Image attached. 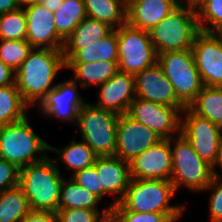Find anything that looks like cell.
<instances>
[{"instance_id":"1","label":"cell","mask_w":222,"mask_h":222,"mask_svg":"<svg viewBox=\"0 0 222 222\" xmlns=\"http://www.w3.org/2000/svg\"><path fill=\"white\" fill-rule=\"evenodd\" d=\"M66 68L62 50L32 49L15 72V84L23 100L37 106L56 87L55 78Z\"/></svg>"},{"instance_id":"2","label":"cell","mask_w":222,"mask_h":222,"mask_svg":"<svg viewBox=\"0 0 222 222\" xmlns=\"http://www.w3.org/2000/svg\"><path fill=\"white\" fill-rule=\"evenodd\" d=\"M62 181L61 170L50 156L20 168L19 186L27 198L30 210L56 213Z\"/></svg>"},{"instance_id":"3","label":"cell","mask_w":222,"mask_h":222,"mask_svg":"<svg viewBox=\"0 0 222 222\" xmlns=\"http://www.w3.org/2000/svg\"><path fill=\"white\" fill-rule=\"evenodd\" d=\"M175 194L171 181L131 179L122 200L110 212L182 214L185 205H170Z\"/></svg>"},{"instance_id":"4","label":"cell","mask_w":222,"mask_h":222,"mask_svg":"<svg viewBox=\"0 0 222 222\" xmlns=\"http://www.w3.org/2000/svg\"><path fill=\"white\" fill-rule=\"evenodd\" d=\"M200 32L194 5L179 4L150 31L156 54L191 49Z\"/></svg>"},{"instance_id":"5","label":"cell","mask_w":222,"mask_h":222,"mask_svg":"<svg viewBox=\"0 0 222 222\" xmlns=\"http://www.w3.org/2000/svg\"><path fill=\"white\" fill-rule=\"evenodd\" d=\"M29 117L0 127V158L19 169L45 159L49 145L31 128Z\"/></svg>"},{"instance_id":"6","label":"cell","mask_w":222,"mask_h":222,"mask_svg":"<svg viewBox=\"0 0 222 222\" xmlns=\"http://www.w3.org/2000/svg\"><path fill=\"white\" fill-rule=\"evenodd\" d=\"M118 117L88 102L78 111L75 124L82 140L98 157L115 156Z\"/></svg>"},{"instance_id":"7","label":"cell","mask_w":222,"mask_h":222,"mask_svg":"<svg viewBox=\"0 0 222 222\" xmlns=\"http://www.w3.org/2000/svg\"><path fill=\"white\" fill-rule=\"evenodd\" d=\"M170 145L172 152L170 181L175 191L184 186L193 192H203L213 178L212 167L199 157L181 133L170 138Z\"/></svg>"},{"instance_id":"8","label":"cell","mask_w":222,"mask_h":222,"mask_svg":"<svg viewBox=\"0 0 222 222\" xmlns=\"http://www.w3.org/2000/svg\"><path fill=\"white\" fill-rule=\"evenodd\" d=\"M157 64L173 85L177 99L188 107L203 88L191 49L157 55Z\"/></svg>"},{"instance_id":"9","label":"cell","mask_w":222,"mask_h":222,"mask_svg":"<svg viewBox=\"0 0 222 222\" xmlns=\"http://www.w3.org/2000/svg\"><path fill=\"white\" fill-rule=\"evenodd\" d=\"M116 32L119 71L134 76L157 63V54L148 31L125 23Z\"/></svg>"},{"instance_id":"10","label":"cell","mask_w":222,"mask_h":222,"mask_svg":"<svg viewBox=\"0 0 222 222\" xmlns=\"http://www.w3.org/2000/svg\"><path fill=\"white\" fill-rule=\"evenodd\" d=\"M186 107H171L135 97L127 114L144 124L162 139L181 133V113Z\"/></svg>"},{"instance_id":"11","label":"cell","mask_w":222,"mask_h":222,"mask_svg":"<svg viewBox=\"0 0 222 222\" xmlns=\"http://www.w3.org/2000/svg\"><path fill=\"white\" fill-rule=\"evenodd\" d=\"M181 134L199 157L213 167L222 139L217 125L186 107L181 113Z\"/></svg>"},{"instance_id":"12","label":"cell","mask_w":222,"mask_h":222,"mask_svg":"<svg viewBox=\"0 0 222 222\" xmlns=\"http://www.w3.org/2000/svg\"><path fill=\"white\" fill-rule=\"evenodd\" d=\"M191 50L203 85L222 87V36L200 31Z\"/></svg>"},{"instance_id":"13","label":"cell","mask_w":222,"mask_h":222,"mask_svg":"<svg viewBox=\"0 0 222 222\" xmlns=\"http://www.w3.org/2000/svg\"><path fill=\"white\" fill-rule=\"evenodd\" d=\"M162 138L127 113L119 115L115 156L130 162L147 148L156 145Z\"/></svg>"},{"instance_id":"14","label":"cell","mask_w":222,"mask_h":222,"mask_svg":"<svg viewBox=\"0 0 222 222\" xmlns=\"http://www.w3.org/2000/svg\"><path fill=\"white\" fill-rule=\"evenodd\" d=\"M131 179H159L170 181L172 152L170 139H162L129 162Z\"/></svg>"},{"instance_id":"15","label":"cell","mask_w":222,"mask_h":222,"mask_svg":"<svg viewBox=\"0 0 222 222\" xmlns=\"http://www.w3.org/2000/svg\"><path fill=\"white\" fill-rule=\"evenodd\" d=\"M78 92L77 82L73 80L56 83V87L38 105L39 111L43 116L55 117L75 125L78 111L86 103Z\"/></svg>"},{"instance_id":"16","label":"cell","mask_w":222,"mask_h":222,"mask_svg":"<svg viewBox=\"0 0 222 222\" xmlns=\"http://www.w3.org/2000/svg\"><path fill=\"white\" fill-rule=\"evenodd\" d=\"M27 19L26 41L33 49L62 50L64 40L57 34L54 13L41 4L24 8Z\"/></svg>"},{"instance_id":"17","label":"cell","mask_w":222,"mask_h":222,"mask_svg":"<svg viewBox=\"0 0 222 222\" xmlns=\"http://www.w3.org/2000/svg\"><path fill=\"white\" fill-rule=\"evenodd\" d=\"M135 96L171 107H185L176 97L173 85L156 63L134 75Z\"/></svg>"},{"instance_id":"18","label":"cell","mask_w":222,"mask_h":222,"mask_svg":"<svg viewBox=\"0 0 222 222\" xmlns=\"http://www.w3.org/2000/svg\"><path fill=\"white\" fill-rule=\"evenodd\" d=\"M98 88L99 101L93 105L117 115L126 114L136 97L134 76L121 71Z\"/></svg>"},{"instance_id":"19","label":"cell","mask_w":222,"mask_h":222,"mask_svg":"<svg viewBox=\"0 0 222 222\" xmlns=\"http://www.w3.org/2000/svg\"><path fill=\"white\" fill-rule=\"evenodd\" d=\"M93 166L100 176V187H103L105 196L117 195L113 203L108 204L111 209L122 200L130 183L129 162L116 156H104L97 157Z\"/></svg>"},{"instance_id":"20","label":"cell","mask_w":222,"mask_h":222,"mask_svg":"<svg viewBox=\"0 0 222 222\" xmlns=\"http://www.w3.org/2000/svg\"><path fill=\"white\" fill-rule=\"evenodd\" d=\"M178 5L176 0H128L127 23L149 32Z\"/></svg>"},{"instance_id":"21","label":"cell","mask_w":222,"mask_h":222,"mask_svg":"<svg viewBox=\"0 0 222 222\" xmlns=\"http://www.w3.org/2000/svg\"><path fill=\"white\" fill-rule=\"evenodd\" d=\"M113 28L90 17L84 18L64 41L62 53L67 62L78 50L107 36Z\"/></svg>"},{"instance_id":"22","label":"cell","mask_w":222,"mask_h":222,"mask_svg":"<svg viewBox=\"0 0 222 222\" xmlns=\"http://www.w3.org/2000/svg\"><path fill=\"white\" fill-rule=\"evenodd\" d=\"M66 69L73 72V81L83 88L99 87L119 71L118 62L96 61L90 63H66Z\"/></svg>"},{"instance_id":"23","label":"cell","mask_w":222,"mask_h":222,"mask_svg":"<svg viewBox=\"0 0 222 222\" xmlns=\"http://www.w3.org/2000/svg\"><path fill=\"white\" fill-rule=\"evenodd\" d=\"M86 16L106 23L113 29L127 23L126 0H84Z\"/></svg>"},{"instance_id":"24","label":"cell","mask_w":222,"mask_h":222,"mask_svg":"<svg viewBox=\"0 0 222 222\" xmlns=\"http://www.w3.org/2000/svg\"><path fill=\"white\" fill-rule=\"evenodd\" d=\"M54 152L58 155V160L54 159L55 164L58 166L59 162L65 163L67 171L73 170L72 174L82 169H88L94 165L98 157L94 151L82 140L77 142L75 139L62 149L55 148L49 145V152Z\"/></svg>"},{"instance_id":"25","label":"cell","mask_w":222,"mask_h":222,"mask_svg":"<svg viewBox=\"0 0 222 222\" xmlns=\"http://www.w3.org/2000/svg\"><path fill=\"white\" fill-rule=\"evenodd\" d=\"M96 61L118 62V41L116 29L97 42L78 50L66 63H90Z\"/></svg>"},{"instance_id":"26","label":"cell","mask_w":222,"mask_h":222,"mask_svg":"<svg viewBox=\"0 0 222 222\" xmlns=\"http://www.w3.org/2000/svg\"><path fill=\"white\" fill-rule=\"evenodd\" d=\"M101 200L87 189L78 185L71 177L62 181L58 210L66 209H91L99 210Z\"/></svg>"},{"instance_id":"27","label":"cell","mask_w":222,"mask_h":222,"mask_svg":"<svg viewBox=\"0 0 222 222\" xmlns=\"http://www.w3.org/2000/svg\"><path fill=\"white\" fill-rule=\"evenodd\" d=\"M188 108L214 124H219L222 121V87L203 86Z\"/></svg>"},{"instance_id":"28","label":"cell","mask_w":222,"mask_h":222,"mask_svg":"<svg viewBox=\"0 0 222 222\" xmlns=\"http://www.w3.org/2000/svg\"><path fill=\"white\" fill-rule=\"evenodd\" d=\"M29 107L16 84L0 87V127L25 118Z\"/></svg>"},{"instance_id":"29","label":"cell","mask_w":222,"mask_h":222,"mask_svg":"<svg viewBox=\"0 0 222 222\" xmlns=\"http://www.w3.org/2000/svg\"><path fill=\"white\" fill-rule=\"evenodd\" d=\"M86 17L84 0H64L54 12L57 34L65 41Z\"/></svg>"},{"instance_id":"30","label":"cell","mask_w":222,"mask_h":222,"mask_svg":"<svg viewBox=\"0 0 222 222\" xmlns=\"http://www.w3.org/2000/svg\"><path fill=\"white\" fill-rule=\"evenodd\" d=\"M30 211L19 185L0 192V222H21Z\"/></svg>"},{"instance_id":"31","label":"cell","mask_w":222,"mask_h":222,"mask_svg":"<svg viewBox=\"0 0 222 222\" xmlns=\"http://www.w3.org/2000/svg\"><path fill=\"white\" fill-rule=\"evenodd\" d=\"M194 6L201 32L220 33L222 31V0H198Z\"/></svg>"},{"instance_id":"32","label":"cell","mask_w":222,"mask_h":222,"mask_svg":"<svg viewBox=\"0 0 222 222\" xmlns=\"http://www.w3.org/2000/svg\"><path fill=\"white\" fill-rule=\"evenodd\" d=\"M27 19L24 8L0 15V39L26 40Z\"/></svg>"},{"instance_id":"33","label":"cell","mask_w":222,"mask_h":222,"mask_svg":"<svg viewBox=\"0 0 222 222\" xmlns=\"http://www.w3.org/2000/svg\"><path fill=\"white\" fill-rule=\"evenodd\" d=\"M32 49L26 40L0 39V60L16 72Z\"/></svg>"},{"instance_id":"34","label":"cell","mask_w":222,"mask_h":222,"mask_svg":"<svg viewBox=\"0 0 222 222\" xmlns=\"http://www.w3.org/2000/svg\"><path fill=\"white\" fill-rule=\"evenodd\" d=\"M102 211L85 208L58 210L56 222H100L104 216L110 213V209L104 207Z\"/></svg>"},{"instance_id":"35","label":"cell","mask_w":222,"mask_h":222,"mask_svg":"<svg viewBox=\"0 0 222 222\" xmlns=\"http://www.w3.org/2000/svg\"><path fill=\"white\" fill-rule=\"evenodd\" d=\"M117 222H176L182 214L110 212Z\"/></svg>"},{"instance_id":"36","label":"cell","mask_w":222,"mask_h":222,"mask_svg":"<svg viewBox=\"0 0 222 222\" xmlns=\"http://www.w3.org/2000/svg\"><path fill=\"white\" fill-rule=\"evenodd\" d=\"M70 175L78 185L93 193L101 201L105 198V191L103 187H100V176L94 166L76 171L74 174Z\"/></svg>"},{"instance_id":"37","label":"cell","mask_w":222,"mask_h":222,"mask_svg":"<svg viewBox=\"0 0 222 222\" xmlns=\"http://www.w3.org/2000/svg\"><path fill=\"white\" fill-rule=\"evenodd\" d=\"M210 191L209 222H222V179L213 177L210 184L203 190Z\"/></svg>"},{"instance_id":"38","label":"cell","mask_w":222,"mask_h":222,"mask_svg":"<svg viewBox=\"0 0 222 222\" xmlns=\"http://www.w3.org/2000/svg\"><path fill=\"white\" fill-rule=\"evenodd\" d=\"M20 169L0 158V192L19 185Z\"/></svg>"},{"instance_id":"39","label":"cell","mask_w":222,"mask_h":222,"mask_svg":"<svg viewBox=\"0 0 222 222\" xmlns=\"http://www.w3.org/2000/svg\"><path fill=\"white\" fill-rule=\"evenodd\" d=\"M21 222H56V213L30 210Z\"/></svg>"},{"instance_id":"40","label":"cell","mask_w":222,"mask_h":222,"mask_svg":"<svg viewBox=\"0 0 222 222\" xmlns=\"http://www.w3.org/2000/svg\"><path fill=\"white\" fill-rule=\"evenodd\" d=\"M15 84V72L0 60V87Z\"/></svg>"},{"instance_id":"41","label":"cell","mask_w":222,"mask_h":222,"mask_svg":"<svg viewBox=\"0 0 222 222\" xmlns=\"http://www.w3.org/2000/svg\"><path fill=\"white\" fill-rule=\"evenodd\" d=\"M19 8L17 0H0V15Z\"/></svg>"},{"instance_id":"42","label":"cell","mask_w":222,"mask_h":222,"mask_svg":"<svg viewBox=\"0 0 222 222\" xmlns=\"http://www.w3.org/2000/svg\"><path fill=\"white\" fill-rule=\"evenodd\" d=\"M64 0H40L42 6H45L51 12H55L60 8Z\"/></svg>"},{"instance_id":"43","label":"cell","mask_w":222,"mask_h":222,"mask_svg":"<svg viewBox=\"0 0 222 222\" xmlns=\"http://www.w3.org/2000/svg\"><path fill=\"white\" fill-rule=\"evenodd\" d=\"M216 165L222 169V139L219 145L218 155L214 166L212 167V176L222 179V175H219L216 171Z\"/></svg>"},{"instance_id":"44","label":"cell","mask_w":222,"mask_h":222,"mask_svg":"<svg viewBox=\"0 0 222 222\" xmlns=\"http://www.w3.org/2000/svg\"><path fill=\"white\" fill-rule=\"evenodd\" d=\"M18 4H19V8H22L21 5H25L26 7L31 6V5H35L40 3V0H17Z\"/></svg>"},{"instance_id":"45","label":"cell","mask_w":222,"mask_h":222,"mask_svg":"<svg viewBox=\"0 0 222 222\" xmlns=\"http://www.w3.org/2000/svg\"><path fill=\"white\" fill-rule=\"evenodd\" d=\"M100 222H117L115 218L109 213L107 216H104Z\"/></svg>"},{"instance_id":"46","label":"cell","mask_w":222,"mask_h":222,"mask_svg":"<svg viewBox=\"0 0 222 222\" xmlns=\"http://www.w3.org/2000/svg\"><path fill=\"white\" fill-rule=\"evenodd\" d=\"M179 4H191L193 5V0H176Z\"/></svg>"},{"instance_id":"47","label":"cell","mask_w":222,"mask_h":222,"mask_svg":"<svg viewBox=\"0 0 222 222\" xmlns=\"http://www.w3.org/2000/svg\"><path fill=\"white\" fill-rule=\"evenodd\" d=\"M217 127H218V130H219L221 138H222V121L219 124H217Z\"/></svg>"},{"instance_id":"48","label":"cell","mask_w":222,"mask_h":222,"mask_svg":"<svg viewBox=\"0 0 222 222\" xmlns=\"http://www.w3.org/2000/svg\"><path fill=\"white\" fill-rule=\"evenodd\" d=\"M197 1H198V0H193V5H195Z\"/></svg>"}]
</instances>
